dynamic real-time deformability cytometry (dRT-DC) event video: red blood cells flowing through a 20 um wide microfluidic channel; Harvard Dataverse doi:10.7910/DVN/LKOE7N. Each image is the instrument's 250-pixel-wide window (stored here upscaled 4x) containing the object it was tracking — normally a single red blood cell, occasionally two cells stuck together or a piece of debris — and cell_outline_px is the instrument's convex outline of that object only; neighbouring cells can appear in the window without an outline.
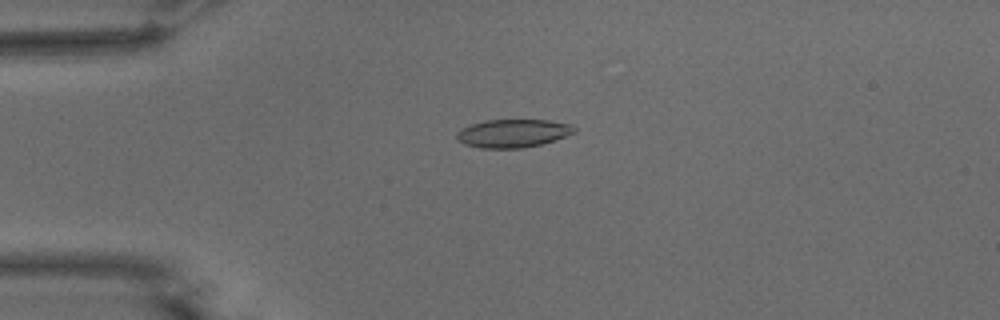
{"species": "common noctule bat (a hibernating species)", "species_latin": "Nyctalus noctula", "temperature_condition": "warm", "stored_images_in_passage": 54, "camera_frame_rate_fps": 3000, "um_per_image_px": 0.085, "animal": {"sex": "male", "body_mass_g": 15.6}, "frame": {"image": 1, "passage_image": 13, "time_ms": 4.0, "image_size_px": [1000, 320], "cell_outline_px": [[576, 132], [540, 144], [524, 148], [480, 148], [464, 144], [456, 136], [456, 132], [472, 124], [484, 120], [548, 120], [572, 124], [576, 128]], "centroid_in_image_um": [43.61, 11.32], "position_along_channel_um": 41.4, "area_um2": 19.13}}
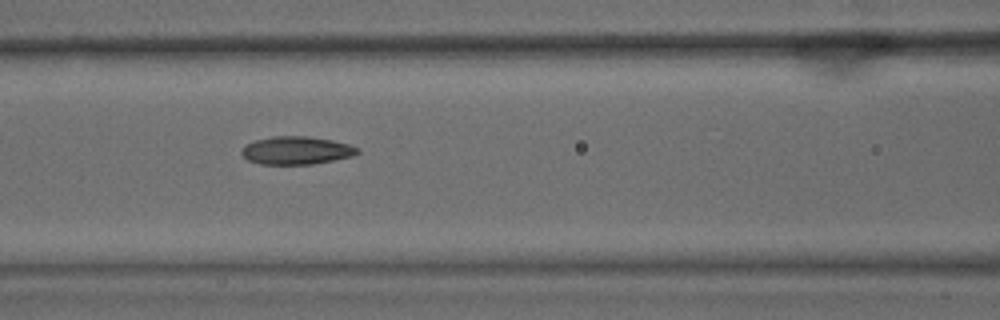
{"frame": {"image": 2, "passage_image": 23, "time_ms": 7.333, "image_size_px": [1000, 320], "cell_outline_px": [[360, 152], [352, 156], [312, 164], [260, 164], [248, 160], [240, 152], [244, 144], [256, 140], [272, 136], [308, 136], [332, 140], [348, 144], [360, 148]], "centroid_in_image_um": [25.18, 12.78], "position_along_channel_um": 141.4, "area_um2": 18.9}}
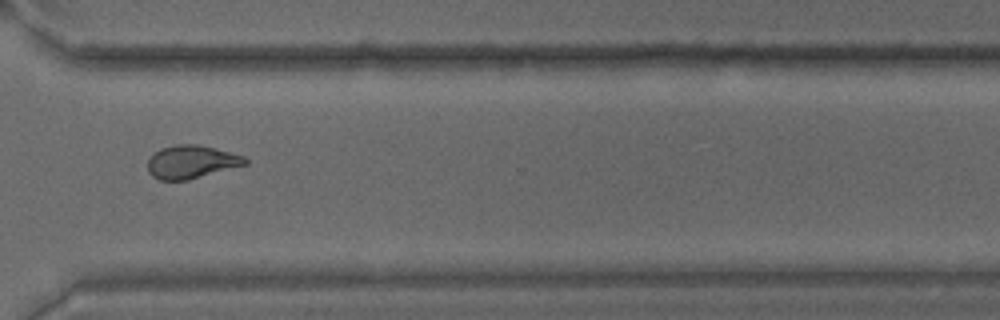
{"frame": {"image": 3, "passage_image": 40, "time_ms": 13.0, "image_size_px": [1000, 320], "cell_outline_px": [[248, 164], [188, 180], [160, 180], [152, 176], [148, 172], [148, 160], [160, 148], [176, 144], [196, 144], [244, 156], [248, 160]], "centroid_in_image_um": [16.26, 13.77], "position_along_channel_um": 354.3, "area_um2": 18.67}, "authors_computed_cell_mechanics": {"area_um2": 19.1607, "velocity_mm_per_s": 3.7597, "shape_relaxation_time_tau1_ms": 8.2932, "shape_relaxation_time_tau2_ms": 2.2722, "deformation_change_tau1": 0.2258, "deformation_change_tau2": 0.0896}}